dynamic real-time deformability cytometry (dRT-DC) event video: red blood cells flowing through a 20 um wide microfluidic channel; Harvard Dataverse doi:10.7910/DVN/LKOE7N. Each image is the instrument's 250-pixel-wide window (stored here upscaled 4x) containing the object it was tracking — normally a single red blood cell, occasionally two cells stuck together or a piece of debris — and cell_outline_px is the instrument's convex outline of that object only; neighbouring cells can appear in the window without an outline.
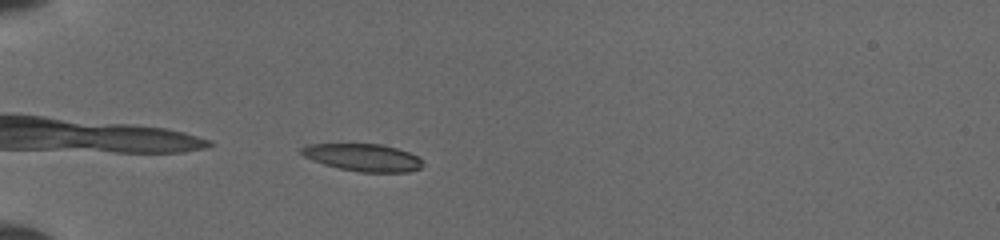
{"species": "common noctule bat (a hibernating species)", "species_latin": "Nyctalus noctula", "temperature_condition": "cold", "stored_images_in_passage": 20, "camera_frame_rate_fps": 3000, "um_per_image_px": 0.085, "animal": {"sex": "female", "body_mass_g": 19.5, "forearm_length_mm": 54.1}, "frame": {"image": 1, "passage_image": 1, "time_ms": 0.0, "image_size_px": [1000, 240], "cell_outline_px": [[424, 164], [420, 168], [408, 172], [360, 172], [340, 168], [324, 164], [312, 160], [304, 156], [300, 152], [300, 148], [308, 144], [380, 144], [396, 148], [408, 152], [416, 156]], "centroid_in_image_um": [30.84, 13.38], "position_along_channel_um": 54.2, "area_um2": 19.19}}
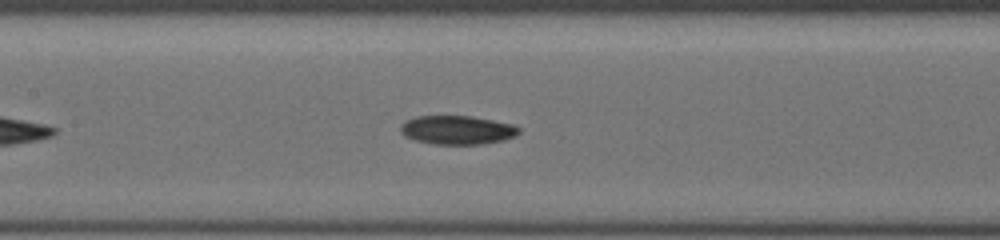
{"frame": {"image": 2, "passage_image": 7, "time_ms": 3.333, "image_size_px": [1000, 240], "cell_outline_px": [[520, 132], [516, 136], [504, 140], [480, 144], [436, 144], [416, 140], [404, 136], [400, 132], [400, 124], [404, 120], [416, 116], [472, 116], [512, 124], [520, 128]], "centroid_in_image_um": [38.85, 11.04], "position_along_channel_um": 168.6, "area_um2": 19.94}}
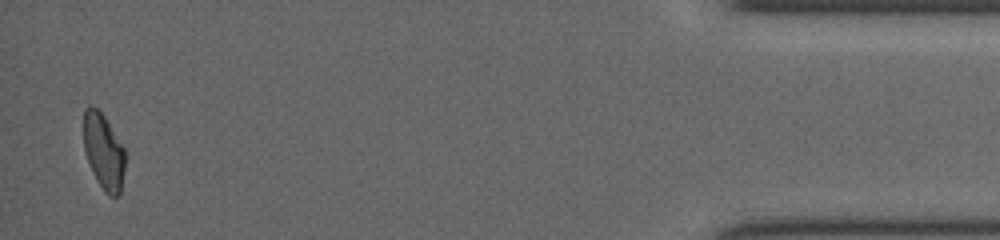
{"frame": {"image": 3, "passage_image": 20, "time_ms": 11.333, "image_size_px": [1000, 240], "cell_outline_px": [[128, 152], [120, 196], [108, 196], [104, 192], [96, 180], [92, 172], [84, 148], [84, 108], [88, 104], [92, 104], [104, 116]], "centroid_in_image_um": [8.85, 12.9], "position_along_channel_um": 426.3, "area_um2": 18.9}}